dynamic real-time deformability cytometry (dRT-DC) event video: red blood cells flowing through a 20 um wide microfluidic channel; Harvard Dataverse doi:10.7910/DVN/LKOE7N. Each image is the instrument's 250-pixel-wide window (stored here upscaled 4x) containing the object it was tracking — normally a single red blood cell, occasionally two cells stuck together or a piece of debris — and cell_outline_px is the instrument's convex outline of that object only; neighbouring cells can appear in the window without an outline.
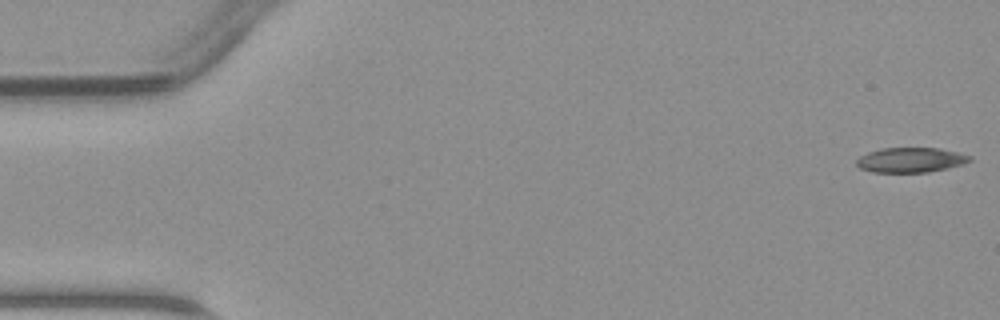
{"species": "common noctule bat (a hibernating species)", "species_latin": "Nyctalus noctula", "temperature_condition": "warm", "stored_images_in_passage": 47, "camera_frame_rate_fps": 3000, "um_per_image_px": 0.085, "animal": {"sex": "male", "body_mass_g": 23.1, "forearm_length_mm": 52.7}, "frame": {"image": 1, "passage_image": 1, "time_ms": 0.0, "image_size_px": [1000, 320], "cell_outline_px": [[972, 160], [964, 164], [948, 168], [928, 172], [872, 172], [860, 168], [856, 164], [856, 160], [860, 156], [868, 152], [880, 148], [940, 148], [972, 156]], "centroid_in_image_um": [77.41, 13.59], "position_along_channel_um": 7.6, "area_um2": 16.47}}
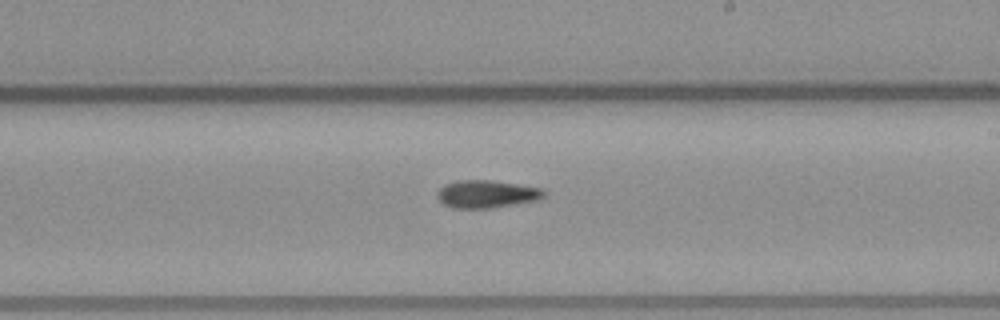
{"frame": {"image": 2, "passage_image": 27, "time_ms": 8.667, "image_size_px": [1000, 320], "cell_outline_px": [[548, 192], [540, 200], [492, 208], [452, 208], [444, 204], [436, 196], [436, 192], [444, 184], [456, 180], [488, 180], [544, 188]], "centroid_in_image_um": [41.39, 16.49], "position_along_channel_um": 247.6, "area_um2": 17.46}}
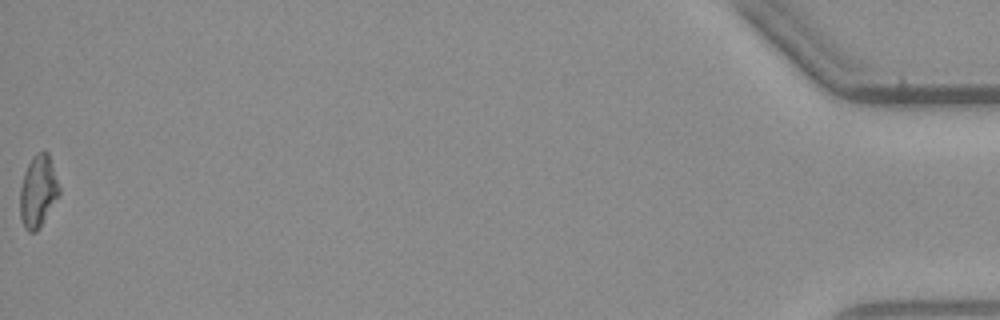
{"frame": {"image": 3, "passage_image": 47, "time_ms": 15.333, "image_size_px": [1000, 320], "cell_outline_px": [[60, 192], [40, 228], [36, 232], [28, 232], [24, 228], [20, 216], [20, 188], [24, 172], [32, 156], [36, 152], [48, 152], [60, 188]], "centroid_in_image_um": [3.22, 16.27], "position_along_channel_um": 432.0, "area_um2": 16.42}}